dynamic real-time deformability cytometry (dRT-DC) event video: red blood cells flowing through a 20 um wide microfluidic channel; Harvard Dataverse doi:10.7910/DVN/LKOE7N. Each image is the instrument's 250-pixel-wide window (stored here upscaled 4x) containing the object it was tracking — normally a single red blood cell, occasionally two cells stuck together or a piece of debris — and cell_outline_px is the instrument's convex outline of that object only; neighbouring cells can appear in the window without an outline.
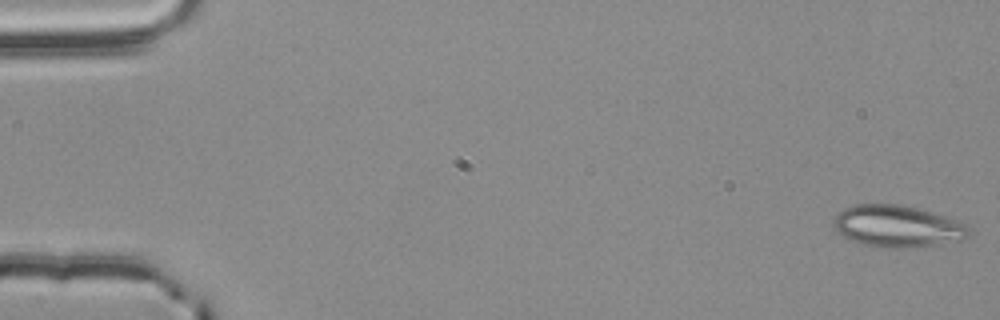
{"species": "common noctule bat (a hibernating species)", "species_latin": "Nyctalus noctula", "temperature_condition": "room temperature", "stored_images_in_passage": 14, "camera_frame_rate_fps": 3000, "um_per_image_px": 0.085, "animal": {"sex": "male", "body_mass_g": 20.4}, "frame": {"image": 1, "passage_image": 1, "time_ms": 0.0, "image_size_px": [1000, 320], "cell_outline_px": [[972, 232], [964, 240], [940, 244], [904, 248], [884, 248], [864, 244], [852, 240], [844, 236], [832, 224], [832, 220], [844, 208], [856, 204], [900, 204], [932, 212], [968, 224], [972, 228]], "centroid_in_image_um": [76.34, 19.23], "position_along_channel_um": 8.7, "area_um2": 33.06}}